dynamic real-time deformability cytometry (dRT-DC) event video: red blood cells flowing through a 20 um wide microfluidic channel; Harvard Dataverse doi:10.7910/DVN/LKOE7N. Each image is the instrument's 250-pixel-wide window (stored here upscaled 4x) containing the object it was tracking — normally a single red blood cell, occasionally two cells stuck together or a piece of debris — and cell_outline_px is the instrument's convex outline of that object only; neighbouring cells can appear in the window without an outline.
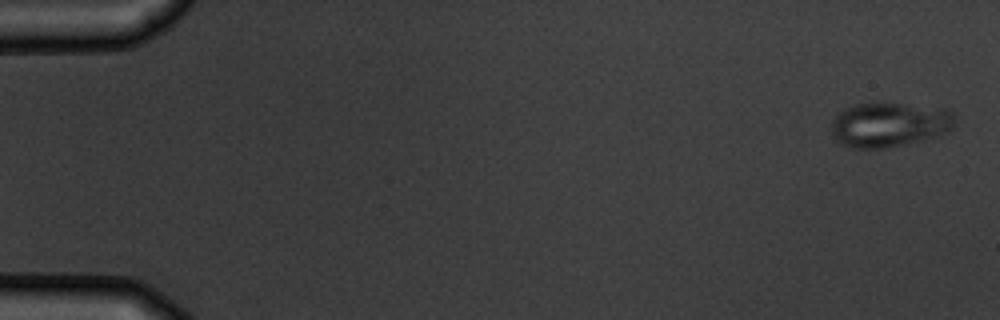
{"species": "common noctule bat (a hibernating species)", "species_latin": "Nyctalus noctula", "temperature_condition": "warm", "stored_images_in_passage": 5, "camera_frame_rate_fps": 3000, "um_per_image_px": 0.085, "animal": {"sex": "male", "body_mass_g": 19.5, "forearm_length_mm": 54.6}, "frame": {"image": 1, "passage_image": 1, "time_ms": 0.0, "image_size_px": [1000, 320], "cell_outline_px": [[956, 116], [952, 128], [948, 132], [924, 140], [884, 148], [848, 148], [840, 144], [832, 136], [832, 120], [844, 108], [856, 104], [900, 104], [944, 108], [952, 112]], "centroid_in_image_um": [75.59, 10.61], "position_along_channel_um": 9.4, "area_um2": 32.02}}